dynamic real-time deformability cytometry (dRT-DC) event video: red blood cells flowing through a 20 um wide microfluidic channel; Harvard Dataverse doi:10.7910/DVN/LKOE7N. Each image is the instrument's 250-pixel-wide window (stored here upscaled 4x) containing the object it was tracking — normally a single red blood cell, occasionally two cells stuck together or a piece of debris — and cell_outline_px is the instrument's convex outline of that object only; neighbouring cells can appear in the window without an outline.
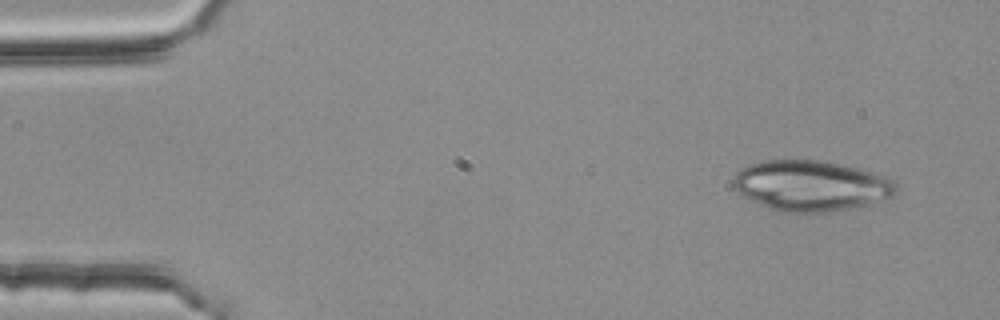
{"species": "common noctule bat (a hibernating species)", "species_latin": "Nyctalus noctula", "temperature_condition": "room temperature", "stored_images_in_passage": 4, "camera_frame_rate_fps": 3000, "um_per_image_px": 0.085, "animal": {"sex": "female", "body_mass_g": 25.1}, "frame": {"image": 1, "passage_image": 1, "time_ms": 0.0, "image_size_px": [1000, 320], "cell_outline_px": [[900, 192], [892, 196], [852, 208], [824, 212], [784, 212], [748, 200], [736, 192], [732, 184], [732, 180], [736, 172], [740, 168], [748, 164], [764, 160], [820, 160], [856, 168], [892, 180], [896, 184]], "centroid_in_image_um": [68.85, 15.78], "position_along_channel_um": 16.1, "area_um2": 47.69}}